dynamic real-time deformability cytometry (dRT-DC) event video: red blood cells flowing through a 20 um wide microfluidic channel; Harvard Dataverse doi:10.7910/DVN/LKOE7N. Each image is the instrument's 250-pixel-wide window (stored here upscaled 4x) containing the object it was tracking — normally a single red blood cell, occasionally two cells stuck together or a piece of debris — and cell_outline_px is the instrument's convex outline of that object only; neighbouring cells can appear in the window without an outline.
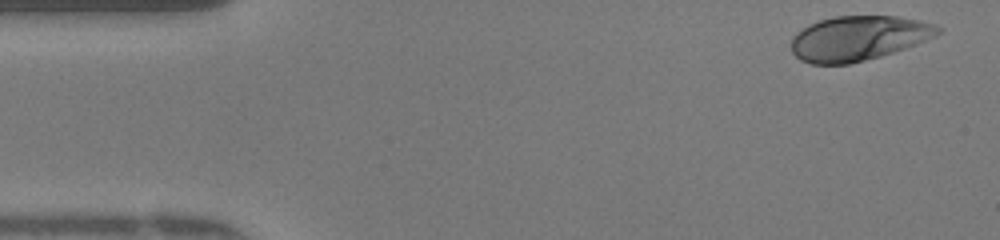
{"species": "human", "species_latin": "Homo sapiens", "temperature_condition": "warm", "stored_images_in_passage": 47, "camera_frame_rate_fps": 3000, "um_per_image_px": 0.085, "donor": {"sex": "female"}, "frame": {"image": 1, "passage_image": 2, "time_ms": 0.333, "image_size_px": [1000, 240], "cell_outline_px": [[944, 28], [936, 36], [916, 44], [880, 56], [848, 64], [812, 64], [800, 60], [792, 52], [792, 36], [796, 32], [820, 20], [836, 16], [896, 16], [920, 20]], "centroid_in_image_um": [72.97, 3.25], "position_along_channel_um": 12.0, "area_um2": 37.97}}
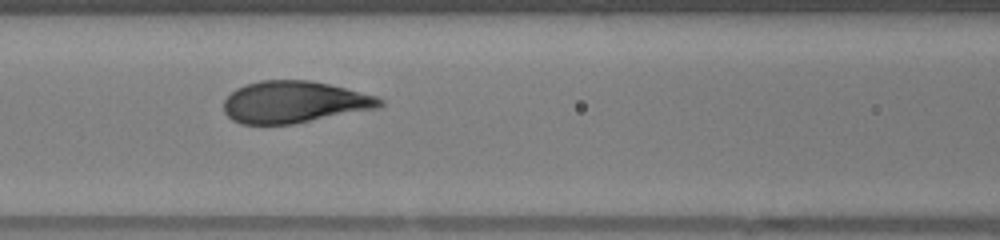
{"frame": {"image": 2, "passage_image": 19, "time_ms": 6.0, "image_size_px": [1000, 240], "cell_outline_px": [[384, 104], [380, 108], [292, 124], [240, 124], [232, 120], [224, 112], [224, 100], [236, 88], [244, 84], [260, 80], [312, 80], [376, 96], [384, 100]], "centroid_in_image_um": [25.0, 8.67], "position_along_channel_um": 141.6, "area_um2": 38.15}}
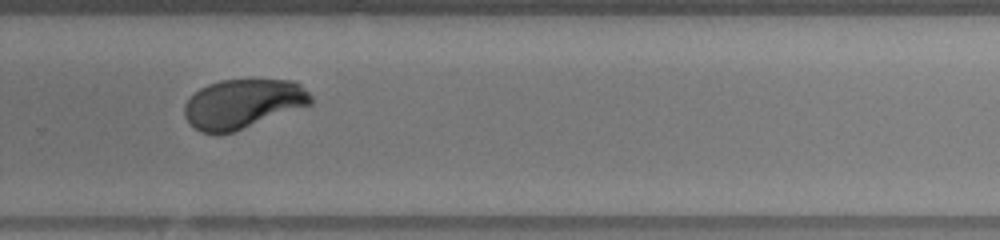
{"frame": {"image": 3, "passage_image": 31, "time_ms": 10.0, "image_size_px": [1000, 240], "cell_outline_px": [[312, 104], [232, 132], [200, 132], [188, 124], [184, 116], [184, 104], [200, 88], [208, 84], [220, 80], [296, 80], [312, 96]], "centroid_in_image_um": [20.64, 8.81], "position_along_channel_um": 309.2, "area_um2": 36.01}, "authors_computed_cell_mechanics": {"area_um2": 37.9746, "velocity_mm_per_s": 4.2039, "shape_relaxation_time_tau1_ms": 2.9467, "shape_relaxation_time_tau2_ms": null, "deformation_change_tau1": 0.1955, "deformation_change_tau2": null}}